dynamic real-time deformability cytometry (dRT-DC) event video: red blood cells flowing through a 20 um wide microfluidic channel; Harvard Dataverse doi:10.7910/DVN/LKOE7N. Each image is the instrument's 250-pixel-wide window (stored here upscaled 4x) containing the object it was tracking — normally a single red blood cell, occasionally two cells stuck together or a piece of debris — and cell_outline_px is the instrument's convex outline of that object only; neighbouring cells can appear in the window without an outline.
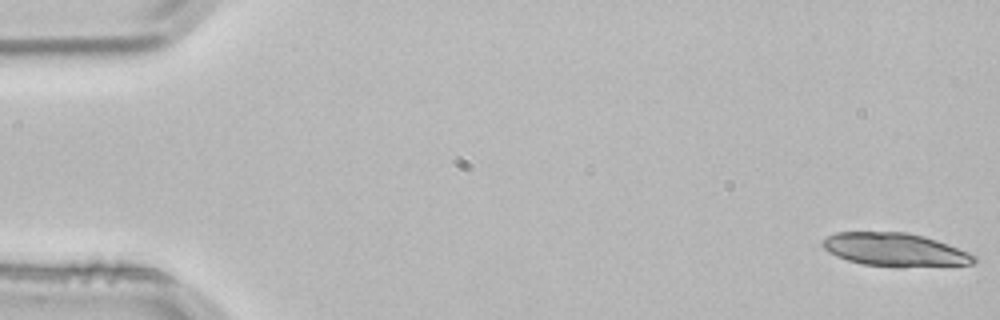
{"species": "common noctule bat (a hibernating species)", "species_latin": "Nyctalus noctula", "temperature_condition": "room temperature", "stored_images_in_passage": 4, "camera_frame_rate_fps": 3000, "um_per_image_px": 0.085, "animal": {"sex": "male", "body_mass_g": 21.5, "forearm_length_mm": 52.0}, "frame": {"image": 1, "passage_image": 1, "time_ms": 0.0, "image_size_px": [1000, 320], "cell_outline_px": [[976, 260], [972, 264], [900, 268], [864, 264], [848, 260], [836, 256], [828, 252], [820, 244], [828, 236], [836, 232], [908, 232], [924, 236], [948, 244], [968, 252], [976, 256]], "centroid_in_image_um": [76.08, 21.23], "position_along_channel_um": 8.9, "area_um2": 29.54}}
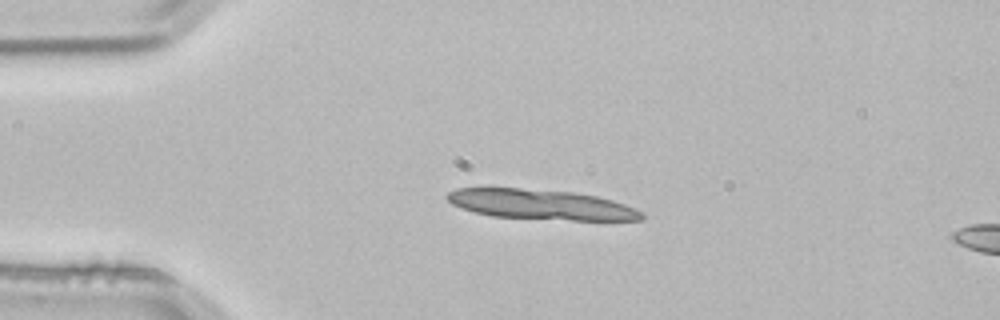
{"frame": {"image": 2, "passage_image": 3, "time_ms": 0.667, "image_size_px": [1000, 320], "cell_outline_px": [[644, 220], [572, 220], [492, 216], [476, 212], [452, 204], [444, 196], [448, 192], [456, 188], [520, 188], [572, 192], [596, 196], [612, 200], [636, 208], [644, 212]], "centroid_in_image_um": [46.02, 17.38], "position_along_channel_um": 39.0, "area_um2": 33.87}}